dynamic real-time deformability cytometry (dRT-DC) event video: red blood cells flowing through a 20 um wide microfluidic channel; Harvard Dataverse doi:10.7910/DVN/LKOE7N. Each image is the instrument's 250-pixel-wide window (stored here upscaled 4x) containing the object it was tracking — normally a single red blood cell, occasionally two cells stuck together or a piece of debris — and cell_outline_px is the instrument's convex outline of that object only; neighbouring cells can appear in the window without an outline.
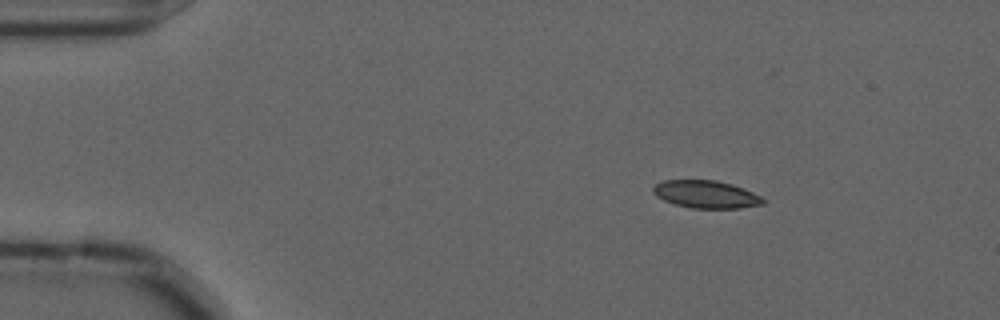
{"species": "common noctule bat (a hibernating species)", "species_latin": "Nyctalus noctula", "temperature_condition": "cold", "stored_images_in_passage": 49, "camera_frame_rate_fps": 3000, "um_per_image_px": 0.085, "animal": {"sex": "male", "forearm_length_mm": 52.5}, "frame": {"image": 1, "passage_image": 1, "time_ms": 0.0, "image_size_px": [1000, 320], "cell_outline_px": [[764, 204], [740, 208], [692, 208], [676, 204], [664, 200], [656, 196], [652, 192], [652, 188], [656, 184], [664, 180], [716, 180], [732, 184], [744, 188], [760, 196], [764, 200]], "centroid_in_image_um": [60.01, 16.51], "position_along_channel_um": 25.0, "area_um2": 17.63}}
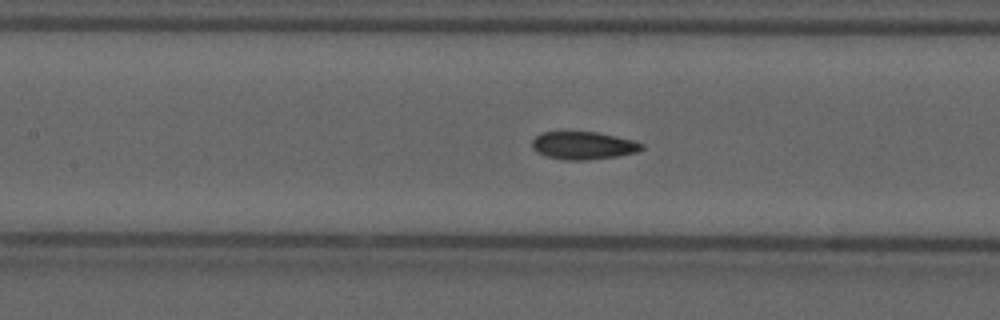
{"frame": {"image": 2, "passage_image": 18, "time_ms": 5.667, "image_size_px": [1000, 320], "cell_outline_px": [[644, 148], [636, 152], [620, 156], [584, 160], [564, 160], [548, 156], [536, 152], [532, 148], [532, 140], [540, 132], [596, 132], [632, 140], [644, 144]], "centroid_in_image_um": [49.57, 12.37], "position_along_channel_um": 157.8, "area_um2": 17.69}}
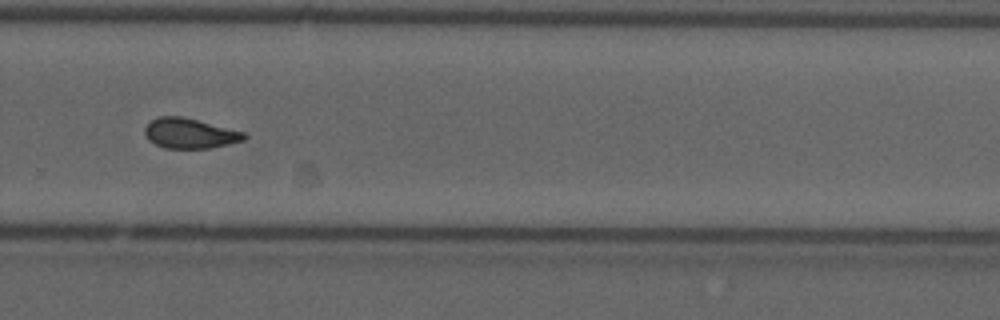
{"frame": {"image": 3, "passage_image": 31, "time_ms": 10.0, "image_size_px": [1000, 320], "cell_outline_px": [[248, 136], [244, 140], [212, 148], [164, 148], [148, 140], [144, 132], [144, 128], [152, 120], [160, 116], [180, 116], [244, 132]], "centroid_in_image_um": [16.12, 11.34], "position_along_channel_um": 313.7, "area_um2": 17.22}, "authors_computed_cell_mechanics": {"area_um2": 17.6868, "velocity_mm_per_s": 3.6127, "shape_relaxation_time_tau1_ms": null, "shape_relaxation_time_tau2_ms": 2.3232, "deformation_change_tau1": null, "deformation_change_tau2": 0.0552}}